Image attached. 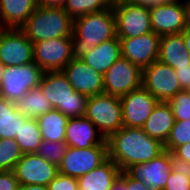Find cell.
Listing matches in <instances>:
<instances>
[{
  "instance_id": "6da1fadb",
  "label": "cell",
  "mask_w": 190,
  "mask_h": 190,
  "mask_svg": "<svg viewBox=\"0 0 190 190\" xmlns=\"http://www.w3.org/2000/svg\"><path fill=\"white\" fill-rule=\"evenodd\" d=\"M108 157L125 171L136 163H145L161 154L164 144L148 136L142 128L122 127L107 139Z\"/></svg>"
},
{
  "instance_id": "7a4b0ae2",
  "label": "cell",
  "mask_w": 190,
  "mask_h": 190,
  "mask_svg": "<svg viewBox=\"0 0 190 190\" xmlns=\"http://www.w3.org/2000/svg\"><path fill=\"white\" fill-rule=\"evenodd\" d=\"M116 36L112 6L73 19L72 56L82 59L93 47Z\"/></svg>"
},
{
  "instance_id": "3957f363",
  "label": "cell",
  "mask_w": 190,
  "mask_h": 190,
  "mask_svg": "<svg viewBox=\"0 0 190 190\" xmlns=\"http://www.w3.org/2000/svg\"><path fill=\"white\" fill-rule=\"evenodd\" d=\"M39 86L51 106L68 119L85 115L89 97L76 92L62 71L44 72Z\"/></svg>"
},
{
  "instance_id": "277c9868",
  "label": "cell",
  "mask_w": 190,
  "mask_h": 190,
  "mask_svg": "<svg viewBox=\"0 0 190 190\" xmlns=\"http://www.w3.org/2000/svg\"><path fill=\"white\" fill-rule=\"evenodd\" d=\"M32 42L73 36V19L63 7L37 6L21 27Z\"/></svg>"
},
{
  "instance_id": "5b68a950",
  "label": "cell",
  "mask_w": 190,
  "mask_h": 190,
  "mask_svg": "<svg viewBox=\"0 0 190 190\" xmlns=\"http://www.w3.org/2000/svg\"><path fill=\"white\" fill-rule=\"evenodd\" d=\"M122 113L120 98L103 93L88 98L84 116L107 139L123 127Z\"/></svg>"
},
{
  "instance_id": "8992f818",
  "label": "cell",
  "mask_w": 190,
  "mask_h": 190,
  "mask_svg": "<svg viewBox=\"0 0 190 190\" xmlns=\"http://www.w3.org/2000/svg\"><path fill=\"white\" fill-rule=\"evenodd\" d=\"M152 31L159 35L182 33L190 21V0H172L149 7Z\"/></svg>"
},
{
  "instance_id": "52a82bcc",
  "label": "cell",
  "mask_w": 190,
  "mask_h": 190,
  "mask_svg": "<svg viewBox=\"0 0 190 190\" xmlns=\"http://www.w3.org/2000/svg\"><path fill=\"white\" fill-rule=\"evenodd\" d=\"M43 73L35 62L5 67L0 83V97L15 102L30 89L39 86Z\"/></svg>"
},
{
  "instance_id": "ba28073f",
  "label": "cell",
  "mask_w": 190,
  "mask_h": 190,
  "mask_svg": "<svg viewBox=\"0 0 190 190\" xmlns=\"http://www.w3.org/2000/svg\"><path fill=\"white\" fill-rule=\"evenodd\" d=\"M142 86L158 101L168 102L183 91L175 70L159 60L142 69Z\"/></svg>"
},
{
  "instance_id": "9c48e42d",
  "label": "cell",
  "mask_w": 190,
  "mask_h": 190,
  "mask_svg": "<svg viewBox=\"0 0 190 190\" xmlns=\"http://www.w3.org/2000/svg\"><path fill=\"white\" fill-rule=\"evenodd\" d=\"M107 158L108 145H95L85 149L68 147L58 166V171L78 179L97 168Z\"/></svg>"
},
{
  "instance_id": "30bf717a",
  "label": "cell",
  "mask_w": 190,
  "mask_h": 190,
  "mask_svg": "<svg viewBox=\"0 0 190 190\" xmlns=\"http://www.w3.org/2000/svg\"><path fill=\"white\" fill-rule=\"evenodd\" d=\"M104 76V94L121 98L142 86V69L129 60L120 58Z\"/></svg>"
},
{
  "instance_id": "8fae6325",
  "label": "cell",
  "mask_w": 190,
  "mask_h": 190,
  "mask_svg": "<svg viewBox=\"0 0 190 190\" xmlns=\"http://www.w3.org/2000/svg\"><path fill=\"white\" fill-rule=\"evenodd\" d=\"M0 62L5 67L34 62L33 43L21 28H0Z\"/></svg>"
},
{
  "instance_id": "7c38bea8",
  "label": "cell",
  "mask_w": 190,
  "mask_h": 190,
  "mask_svg": "<svg viewBox=\"0 0 190 190\" xmlns=\"http://www.w3.org/2000/svg\"><path fill=\"white\" fill-rule=\"evenodd\" d=\"M113 10L118 38H133L153 32L149 7L140 3H125L113 7Z\"/></svg>"
},
{
  "instance_id": "4fadbf2b",
  "label": "cell",
  "mask_w": 190,
  "mask_h": 190,
  "mask_svg": "<svg viewBox=\"0 0 190 190\" xmlns=\"http://www.w3.org/2000/svg\"><path fill=\"white\" fill-rule=\"evenodd\" d=\"M72 37H60L33 43L34 62L44 71H62L73 59Z\"/></svg>"
},
{
  "instance_id": "5bb4252c",
  "label": "cell",
  "mask_w": 190,
  "mask_h": 190,
  "mask_svg": "<svg viewBox=\"0 0 190 190\" xmlns=\"http://www.w3.org/2000/svg\"><path fill=\"white\" fill-rule=\"evenodd\" d=\"M175 164L172 153L164 150L154 159L145 163H136L128 167L125 172L153 190H164Z\"/></svg>"
},
{
  "instance_id": "9a60e30c",
  "label": "cell",
  "mask_w": 190,
  "mask_h": 190,
  "mask_svg": "<svg viewBox=\"0 0 190 190\" xmlns=\"http://www.w3.org/2000/svg\"><path fill=\"white\" fill-rule=\"evenodd\" d=\"M20 185H44L49 183L59 173L58 166L48 162L36 153H26L15 164L13 169Z\"/></svg>"
},
{
  "instance_id": "2e32d148",
  "label": "cell",
  "mask_w": 190,
  "mask_h": 190,
  "mask_svg": "<svg viewBox=\"0 0 190 190\" xmlns=\"http://www.w3.org/2000/svg\"><path fill=\"white\" fill-rule=\"evenodd\" d=\"M124 127L142 128L159 102L143 86L120 98Z\"/></svg>"
},
{
  "instance_id": "e0dca14e",
  "label": "cell",
  "mask_w": 190,
  "mask_h": 190,
  "mask_svg": "<svg viewBox=\"0 0 190 190\" xmlns=\"http://www.w3.org/2000/svg\"><path fill=\"white\" fill-rule=\"evenodd\" d=\"M121 56L144 69L158 60L161 36L150 32L133 38H119Z\"/></svg>"
},
{
  "instance_id": "ac0fdd59",
  "label": "cell",
  "mask_w": 190,
  "mask_h": 190,
  "mask_svg": "<svg viewBox=\"0 0 190 190\" xmlns=\"http://www.w3.org/2000/svg\"><path fill=\"white\" fill-rule=\"evenodd\" d=\"M76 92L88 97L104 93V76L82 59H72L62 70Z\"/></svg>"
},
{
  "instance_id": "d6986e66",
  "label": "cell",
  "mask_w": 190,
  "mask_h": 190,
  "mask_svg": "<svg viewBox=\"0 0 190 190\" xmlns=\"http://www.w3.org/2000/svg\"><path fill=\"white\" fill-rule=\"evenodd\" d=\"M64 141L68 147L80 149L95 145H108L106 138L85 116L68 120Z\"/></svg>"
},
{
  "instance_id": "ffe728a7",
  "label": "cell",
  "mask_w": 190,
  "mask_h": 190,
  "mask_svg": "<svg viewBox=\"0 0 190 190\" xmlns=\"http://www.w3.org/2000/svg\"><path fill=\"white\" fill-rule=\"evenodd\" d=\"M175 121L173 109L170 104L159 101L142 129L148 136L165 144Z\"/></svg>"
},
{
  "instance_id": "44dd1931",
  "label": "cell",
  "mask_w": 190,
  "mask_h": 190,
  "mask_svg": "<svg viewBox=\"0 0 190 190\" xmlns=\"http://www.w3.org/2000/svg\"><path fill=\"white\" fill-rule=\"evenodd\" d=\"M120 168L108 157L101 165L78 178L79 190H110Z\"/></svg>"
},
{
  "instance_id": "7402d4cb",
  "label": "cell",
  "mask_w": 190,
  "mask_h": 190,
  "mask_svg": "<svg viewBox=\"0 0 190 190\" xmlns=\"http://www.w3.org/2000/svg\"><path fill=\"white\" fill-rule=\"evenodd\" d=\"M120 56L121 43L120 39L115 36L114 38L93 47L82 57V60L98 73L104 75Z\"/></svg>"
},
{
  "instance_id": "603a6c76",
  "label": "cell",
  "mask_w": 190,
  "mask_h": 190,
  "mask_svg": "<svg viewBox=\"0 0 190 190\" xmlns=\"http://www.w3.org/2000/svg\"><path fill=\"white\" fill-rule=\"evenodd\" d=\"M158 60L173 69L190 65V53L182 33L161 36Z\"/></svg>"
},
{
  "instance_id": "cb8c5ba5",
  "label": "cell",
  "mask_w": 190,
  "mask_h": 190,
  "mask_svg": "<svg viewBox=\"0 0 190 190\" xmlns=\"http://www.w3.org/2000/svg\"><path fill=\"white\" fill-rule=\"evenodd\" d=\"M37 6L36 0H0V28H21Z\"/></svg>"
},
{
  "instance_id": "d4e9b609",
  "label": "cell",
  "mask_w": 190,
  "mask_h": 190,
  "mask_svg": "<svg viewBox=\"0 0 190 190\" xmlns=\"http://www.w3.org/2000/svg\"><path fill=\"white\" fill-rule=\"evenodd\" d=\"M15 108L27 118L37 119L53 109L40 86L30 89L14 102Z\"/></svg>"
},
{
  "instance_id": "484cf974",
  "label": "cell",
  "mask_w": 190,
  "mask_h": 190,
  "mask_svg": "<svg viewBox=\"0 0 190 190\" xmlns=\"http://www.w3.org/2000/svg\"><path fill=\"white\" fill-rule=\"evenodd\" d=\"M37 122L41 131L42 140L45 141H64L68 118L57 109L38 117Z\"/></svg>"
},
{
  "instance_id": "4316f807",
  "label": "cell",
  "mask_w": 190,
  "mask_h": 190,
  "mask_svg": "<svg viewBox=\"0 0 190 190\" xmlns=\"http://www.w3.org/2000/svg\"><path fill=\"white\" fill-rule=\"evenodd\" d=\"M27 119L14 105V102L0 97V138L15 139L20 124Z\"/></svg>"
},
{
  "instance_id": "83f0119b",
  "label": "cell",
  "mask_w": 190,
  "mask_h": 190,
  "mask_svg": "<svg viewBox=\"0 0 190 190\" xmlns=\"http://www.w3.org/2000/svg\"><path fill=\"white\" fill-rule=\"evenodd\" d=\"M15 140L20 146L23 154L36 153L42 140L39 124L34 118H27L20 124V130Z\"/></svg>"
},
{
  "instance_id": "f1b7e54d",
  "label": "cell",
  "mask_w": 190,
  "mask_h": 190,
  "mask_svg": "<svg viewBox=\"0 0 190 190\" xmlns=\"http://www.w3.org/2000/svg\"><path fill=\"white\" fill-rule=\"evenodd\" d=\"M108 6L109 4L105 0H65L62 7L72 19H75L89 13L101 11Z\"/></svg>"
},
{
  "instance_id": "f546056e",
  "label": "cell",
  "mask_w": 190,
  "mask_h": 190,
  "mask_svg": "<svg viewBox=\"0 0 190 190\" xmlns=\"http://www.w3.org/2000/svg\"><path fill=\"white\" fill-rule=\"evenodd\" d=\"M22 156L23 152L15 139H0V171H13Z\"/></svg>"
},
{
  "instance_id": "4dcf8cb0",
  "label": "cell",
  "mask_w": 190,
  "mask_h": 190,
  "mask_svg": "<svg viewBox=\"0 0 190 190\" xmlns=\"http://www.w3.org/2000/svg\"><path fill=\"white\" fill-rule=\"evenodd\" d=\"M190 143V120L175 121L164 149L172 152L177 146Z\"/></svg>"
},
{
  "instance_id": "1f68e13d",
  "label": "cell",
  "mask_w": 190,
  "mask_h": 190,
  "mask_svg": "<svg viewBox=\"0 0 190 190\" xmlns=\"http://www.w3.org/2000/svg\"><path fill=\"white\" fill-rule=\"evenodd\" d=\"M68 146L65 141H45L43 140L36 154L57 166L61 163Z\"/></svg>"
},
{
  "instance_id": "d6a6232c",
  "label": "cell",
  "mask_w": 190,
  "mask_h": 190,
  "mask_svg": "<svg viewBox=\"0 0 190 190\" xmlns=\"http://www.w3.org/2000/svg\"><path fill=\"white\" fill-rule=\"evenodd\" d=\"M168 103L173 109L176 121L190 120V92L183 90L172 97Z\"/></svg>"
},
{
  "instance_id": "836d02e7",
  "label": "cell",
  "mask_w": 190,
  "mask_h": 190,
  "mask_svg": "<svg viewBox=\"0 0 190 190\" xmlns=\"http://www.w3.org/2000/svg\"><path fill=\"white\" fill-rule=\"evenodd\" d=\"M164 190H190V173L188 168L175 164Z\"/></svg>"
},
{
  "instance_id": "e575fe53",
  "label": "cell",
  "mask_w": 190,
  "mask_h": 190,
  "mask_svg": "<svg viewBox=\"0 0 190 190\" xmlns=\"http://www.w3.org/2000/svg\"><path fill=\"white\" fill-rule=\"evenodd\" d=\"M49 190H79L78 179L58 173L49 183Z\"/></svg>"
},
{
  "instance_id": "d590c367",
  "label": "cell",
  "mask_w": 190,
  "mask_h": 190,
  "mask_svg": "<svg viewBox=\"0 0 190 190\" xmlns=\"http://www.w3.org/2000/svg\"><path fill=\"white\" fill-rule=\"evenodd\" d=\"M171 153L177 165L190 166V143L177 146Z\"/></svg>"
},
{
  "instance_id": "8d00e7d4",
  "label": "cell",
  "mask_w": 190,
  "mask_h": 190,
  "mask_svg": "<svg viewBox=\"0 0 190 190\" xmlns=\"http://www.w3.org/2000/svg\"><path fill=\"white\" fill-rule=\"evenodd\" d=\"M19 186L13 171H0V190H19Z\"/></svg>"
},
{
  "instance_id": "74e56055",
  "label": "cell",
  "mask_w": 190,
  "mask_h": 190,
  "mask_svg": "<svg viewBox=\"0 0 190 190\" xmlns=\"http://www.w3.org/2000/svg\"><path fill=\"white\" fill-rule=\"evenodd\" d=\"M119 179L125 184L126 190H153L140 180L130 177L125 171H121Z\"/></svg>"
},
{
  "instance_id": "f35d334b",
  "label": "cell",
  "mask_w": 190,
  "mask_h": 190,
  "mask_svg": "<svg viewBox=\"0 0 190 190\" xmlns=\"http://www.w3.org/2000/svg\"><path fill=\"white\" fill-rule=\"evenodd\" d=\"M174 70L178 77L182 90L188 91L190 88V65L179 67V69Z\"/></svg>"
},
{
  "instance_id": "ab89813d",
  "label": "cell",
  "mask_w": 190,
  "mask_h": 190,
  "mask_svg": "<svg viewBox=\"0 0 190 190\" xmlns=\"http://www.w3.org/2000/svg\"><path fill=\"white\" fill-rule=\"evenodd\" d=\"M38 6L62 7L65 0H36Z\"/></svg>"
},
{
  "instance_id": "60d3db41",
  "label": "cell",
  "mask_w": 190,
  "mask_h": 190,
  "mask_svg": "<svg viewBox=\"0 0 190 190\" xmlns=\"http://www.w3.org/2000/svg\"><path fill=\"white\" fill-rule=\"evenodd\" d=\"M172 0H138V3L145 5L147 7L161 5L171 2Z\"/></svg>"
},
{
  "instance_id": "b9f144b4",
  "label": "cell",
  "mask_w": 190,
  "mask_h": 190,
  "mask_svg": "<svg viewBox=\"0 0 190 190\" xmlns=\"http://www.w3.org/2000/svg\"><path fill=\"white\" fill-rule=\"evenodd\" d=\"M19 190H49L48 186L44 185H20Z\"/></svg>"
},
{
  "instance_id": "7bdbcfd3",
  "label": "cell",
  "mask_w": 190,
  "mask_h": 190,
  "mask_svg": "<svg viewBox=\"0 0 190 190\" xmlns=\"http://www.w3.org/2000/svg\"><path fill=\"white\" fill-rule=\"evenodd\" d=\"M182 35H183V38L185 41L186 49L190 53V23L187 25L185 30L182 32Z\"/></svg>"
},
{
  "instance_id": "ee69618b",
  "label": "cell",
  "mask_w": 190,
  "mask_h": 190,
  "mask_svg": "<svg viewBox=\"0 0 190 190\" xmlns=\"http://www.w3.org/2000/svg\"><path fill=\"white\" fill-rule=\"evenodd\" d=\"M125 3H138V0H110L109 5L112 7H116Z\"/></svg>"
},
{
  "instance_id": "f6af8a7d",
  "label": "cell",
  "mask_w": 190,
  "mask_h": 190,
  "mask_svg": "<svg viewBox=\"0 0 190 190\" xmlns=\"http://www.w3.org/2000/svg\"><path fill=\"white\" fill-rule=\"evenodd\" d=\"M110 190H126L125 184L118 178Z\"/></svg>"
},
{
  "instance_id": "bcb514c9",
  "label": "cell",
  "mask_w": 190,
  "mask_h": 190,
  "mask_svg": "<svg viewBox=\"0 0 190 190\" xmlns=\"http://www.w3.org/2000/svg\"><path fill=\"white\" fill-rule=\"evenodd\" d=\"M5 66L0 62V83L3 78V71H4Z\"/></svg>"
}]
</instances>
